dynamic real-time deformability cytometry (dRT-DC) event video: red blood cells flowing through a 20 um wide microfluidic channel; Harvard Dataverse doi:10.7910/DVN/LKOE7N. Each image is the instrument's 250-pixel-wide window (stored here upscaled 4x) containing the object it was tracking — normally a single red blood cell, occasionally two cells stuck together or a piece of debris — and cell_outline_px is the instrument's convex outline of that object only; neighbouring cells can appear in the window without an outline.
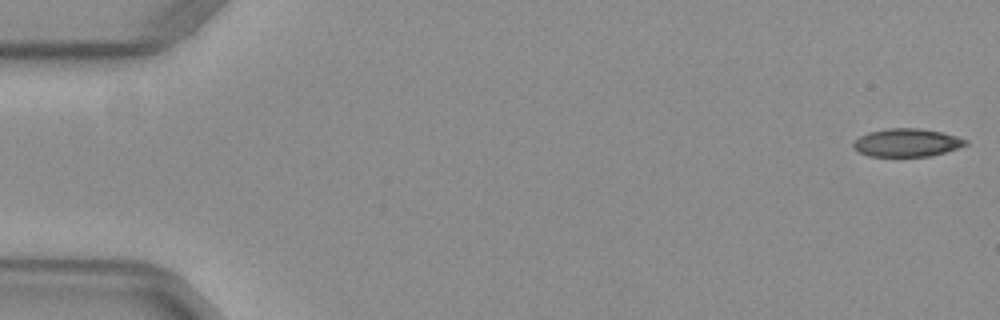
{"species": "common noctule bat (a hibernating species)", "species_latin": "Nyctalus noctula", "temperature_condition": "warm", "stored_images_in_passage": 14, "camera_frame_rate_fps": 3000, "um_per_image_px": 0.085, "animal": {"sex": "female", "body_mass_g": 29.2, "forearm_length_mm": 56.3}, "frame": {"image": 1, "passage_image": 1, "time_ms": 0.0, "image_size_px": [1000, 320], "cell_outline_px": [[968, 144], [944, 152], [928, 156], [868, 156], [860, 152], [852, 144], [860, 136], [868, 132], [888, 128], [920, 128], [940, 132], [956, 136], [968, 140]], "centroid_in_image_um": [77.08, 12.11], "position_along_channel_um": 7.9, "area_um2": 18.09}}